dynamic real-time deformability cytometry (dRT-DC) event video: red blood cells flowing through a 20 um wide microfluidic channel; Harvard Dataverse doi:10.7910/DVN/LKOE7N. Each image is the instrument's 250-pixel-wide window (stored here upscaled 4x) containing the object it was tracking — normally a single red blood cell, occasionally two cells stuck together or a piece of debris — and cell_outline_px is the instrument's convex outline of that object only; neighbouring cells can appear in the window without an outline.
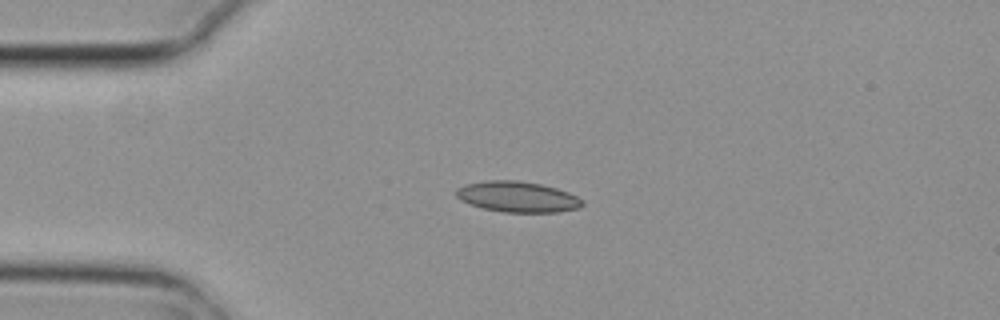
{"species": "common noctule bat (a hibernating species)", "species_latin": "Nyctalus noctula", "temperature_condition": "cold", "stored_images_in_passage": 5, "camera_frame_rate_fps": 3000, "um_per_image_px": 0.085, "animal": {"sex": "female", "body_mass_g": 29.2, "forearm_length_mm": 56.3}, "frame": {"image": 1, "passage_image": 3, "time_ms": 0.667, "image_size_px": [1000, 320], "cell_outline_px": [[584, 204], [580, 208], [560, 212], [504, 212], [484, 208], [460, 200], [456, 196], [456, 188], [464, 184], [488, 180], [516, 180], [540, 184], [556, 188], [568, 192], [584, 200]], "centroid_in_image_um": [44.01, 16.72], "position_along_channel_um": 41.0, "area_um2": 22.6}}
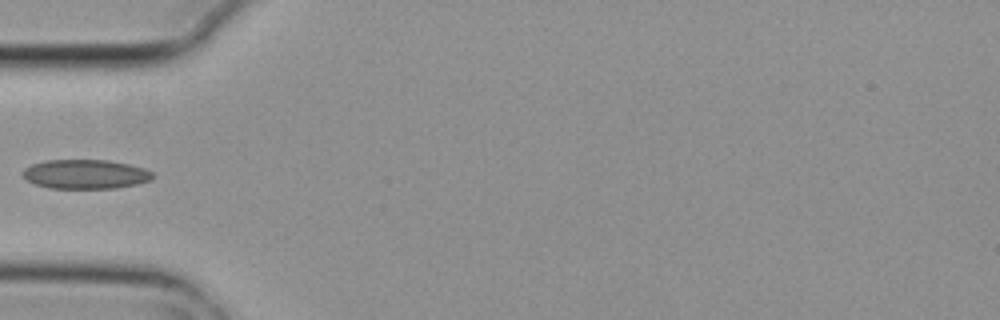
{"frame": {"image": 2, "passage_image": 4, "time_ms": 1.0, "image_size_px": [1000, 320], "cell_outline_px": [[156, 176], [152, 180], [136, 184], [116, 188], [48, 188], [36, 184], [28, 180], [20, 172], [24, 168], [32, 164], [44, 160], [108, 160], [128, 164], [144, 168], [152, 172]], "centroid_in_image_um": [7.27, 14.8], "position_along_channel_um": 77.7, "area_um2": 22.25}}
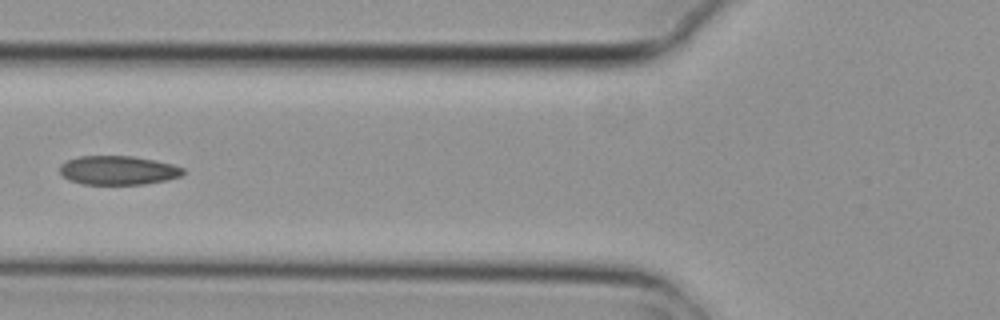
{"frame": {"image": 3, "passage_image": 5, "time_ms": 1.333, "image_size_px": [1000, 320], "cell_outline_px": [[184, 172], [180, 176], [168, 180], [144, 184], [84, 184], [68, 180], [60, 172], [60, 164], [68, 160], [80, 156], [132, 156], [156, 160], [172, 164], [184, 168]], "centroid_in_image_um": [10.05, 14.47], "position_along_channel_um": 115.7, "area_um2": 20.81}}